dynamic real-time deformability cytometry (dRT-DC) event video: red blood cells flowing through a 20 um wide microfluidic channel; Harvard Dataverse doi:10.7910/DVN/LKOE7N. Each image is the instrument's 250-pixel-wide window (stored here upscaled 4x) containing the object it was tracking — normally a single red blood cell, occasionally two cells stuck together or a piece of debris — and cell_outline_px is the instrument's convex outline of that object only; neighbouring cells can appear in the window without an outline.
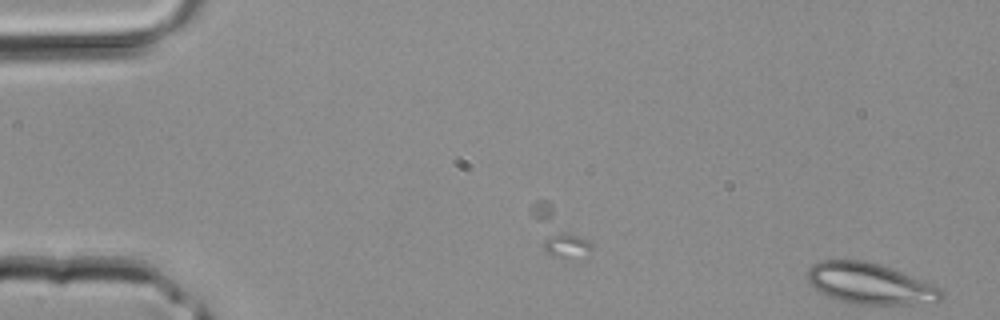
{"species": "common noctule bat (a hibernating species)", "species_latin": "Nyctalus noctula", "temperature_condition": "room temperature", "stored_images_in_passage": 5, "camera_frame_rate_fps": 3000, "um_per_image_px": 0.085, "animal": {"sex": "male", "body_mass_g": 20.4}, "frame": {"image": 1, "passage_image": 5, "time_ms": 1.333, "image_size_px": [1000, 320], "cell_outline_px": [[940, 300], [908, 304], [860, 304], [840, 300], [828, 296], [820, 292], [808, 280], [808, 268], [812, 264], [820, 260], [864, 260], [880, 264], [892, 268], [940, 288]], "centroid_in_image_um": [73.88, 24.08], "position_along_channel_um": 11.1, "area_um2": 31.27}}